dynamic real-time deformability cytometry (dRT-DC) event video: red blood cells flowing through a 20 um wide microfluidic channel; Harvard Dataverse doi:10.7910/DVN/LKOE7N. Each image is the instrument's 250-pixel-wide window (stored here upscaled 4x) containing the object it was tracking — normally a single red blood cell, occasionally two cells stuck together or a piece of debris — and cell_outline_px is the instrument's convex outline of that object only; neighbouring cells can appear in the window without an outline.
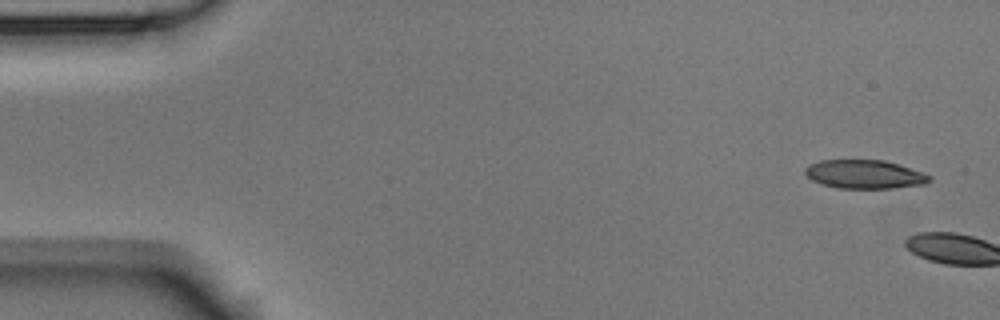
{"species": "Egyptian fruit bat (a non-hibernating species)", "species_latin": "Rousettus aegyptiacus", "temperature_condition": "room temperature", "stored_images_in_passage": 2, "camera_frame_rate_fps": 3000, "um_per_image_px": 0.085, "animal": {"sex": "male"}, "frame": {"image": 1, "passage_image": 1, "time_ms": 0.0, "image_size_px": [1000, 320], "cell_outline_px": [[932, 180], [924, 184], [892, 188], [836, 188], [812, 180], [804, 172], [804, 168], [808, 164], [820, 160], [884, 160], [900, 164], [932, 176]], "centroid_in_image_um": [73.49, 14.8], "position_along_channel_um": 11.5, "area_um2": 20.81}}